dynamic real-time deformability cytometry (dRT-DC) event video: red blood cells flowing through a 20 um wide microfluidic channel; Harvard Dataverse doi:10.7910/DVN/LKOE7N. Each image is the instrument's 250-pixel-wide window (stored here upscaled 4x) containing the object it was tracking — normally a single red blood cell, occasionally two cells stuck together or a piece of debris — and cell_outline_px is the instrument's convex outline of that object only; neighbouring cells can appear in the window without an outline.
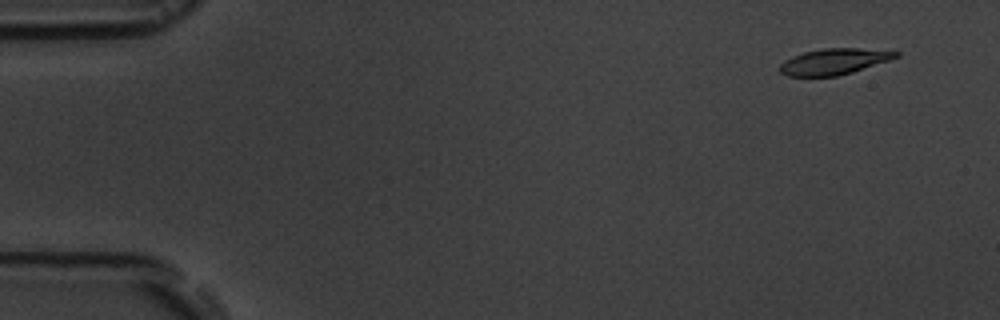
{"species": "common noctule bat (a hibernating species)", "species_latin": "Nyctalus noctula", "temperature_condition": "room temperature", "stored_images_in_passage": 8, "camera_frame_rate_fps": 3000, "um_per_image_px": 0.085, "animal": {"sex": "male", "body_mass_g": 19.5, "forearm_length_mm": 54.6}, "frame": {"image": 1, "passage_image": 2, "time_ms": 1.0, "image_size_px": [1000, 320], "cell_outline_px": [[900, 56], [852, 72], [836, 76], [788, 76], [780, 72], [780, 64], [784, 60], [792, 56], [804, 52], [824, 48], [896, 48], [900, 52]], "centroid_in_image_um": [70.99, 5.19], "position_along_channel_um": 14.0, "area_um2": 17.92}}
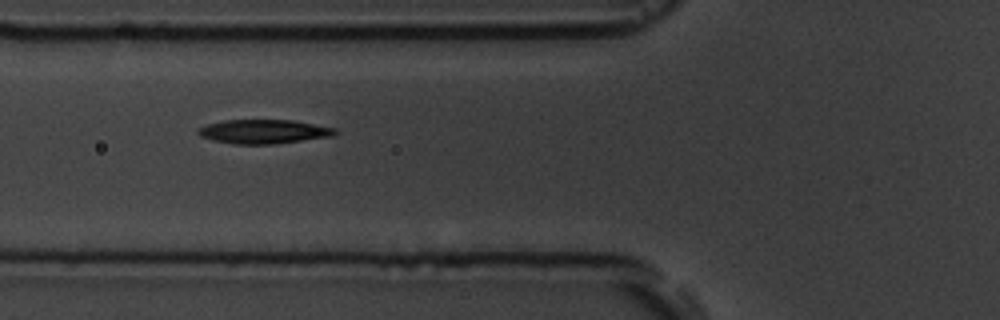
{"frame": {"image": 2, "passage_image": 7, "time_ms": 6.667, "image_size_px": [1000, 320], "cell_outline_px": [[340, 132], [332, 136], [276, 144], [236, 144], [212, 140], [200, 136], [196, 132], [196, 128], [208, 124], [224, 120], [292, 120], [336, 128]], "centroid_in_image_um": [22.41, 11.18], "position_along_channel_um": 103.4, "area_um2": 19.31}}
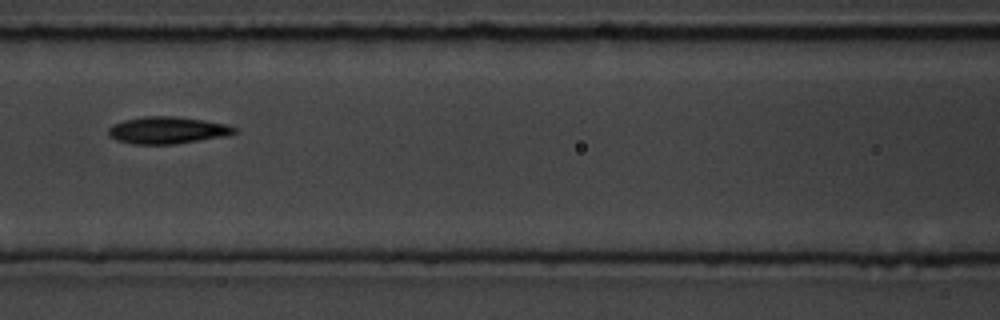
{"frame": {"image": 3, "passage_image": 8, "time_ms": 8.0, "image_size_px": [1000, 320], "cell_outline_px": [[236, 132], [228, 136], [176, 144], [132, 144], [116, 140], [108, 136], [108, 128], [112, 124], [124, 120], [144, 116], [176, 116], [204, 120], [224, 124], [236, 128]], "centroid_in_image_um": [14.2, 11.07], "position_along_channel_um": 152.4, "area_um2": 20.0}}